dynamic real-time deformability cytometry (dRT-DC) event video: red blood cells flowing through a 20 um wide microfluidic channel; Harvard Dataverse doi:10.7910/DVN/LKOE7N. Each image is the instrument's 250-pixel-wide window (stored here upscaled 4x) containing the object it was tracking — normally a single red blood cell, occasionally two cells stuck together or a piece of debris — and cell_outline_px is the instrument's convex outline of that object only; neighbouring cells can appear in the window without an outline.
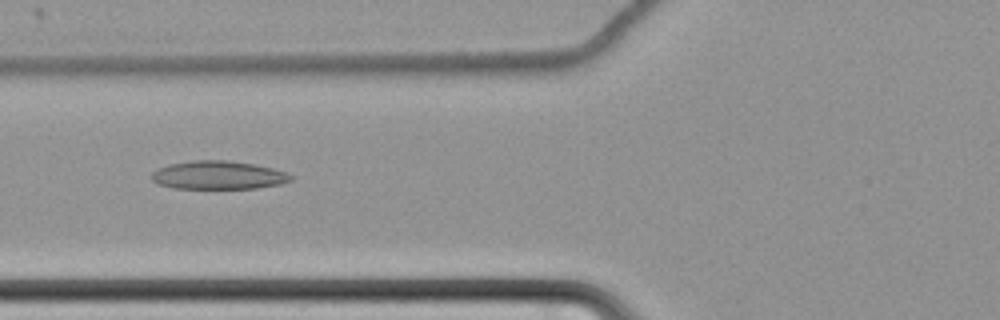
{"species": "common noctule bat (a hibernating species)", "species_latin": "Nyctalus noctula", "temperature_condition": "cold", "stored_images_in_passage": 63, "camera_frame_rate_fps": 3000, "um_per_image_px": 0.085, "animal": {"sex": "female", "body_mass_g": 22.7, "forearm_length_mm": 54.2}, "frame": {"image": 1, "passage_image": 27, "time_ms": 8.667, "image_size_px": [1000, 320], "cell_outline_px": [[296, 176], [292, 180], [280, 184], [256, 188], [172, 188], [156, 184], [152, 180], [152, 172], [156, 168], [168, 164], [196, 160], [228, 160], [252, 164], [272, 168], [288, 172]], "centroid_in_image_um": [18.55, 14.88], "position_along_channel_um": 107.2, "area_um2": 23.18}}
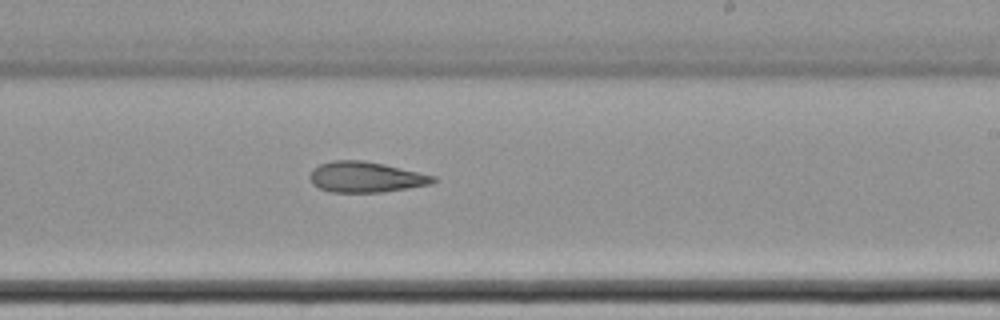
{"frame": {"image": 2, "passage_image": 40, "time_ms": 13.0, "image_size_px": [1000, 320], "cell_outline_px": [[436, 180], [432, 184], [384, 192], [328, 192], [312, 184], [308, 176], [312, 168], [320, 164], [332, 160], [364, 160], [384, 164], [436, 176]], "centroid_in_image_um": [31.06, 15.05], "position_along_channel_um": 257.9, "area_um2": 22.2}}
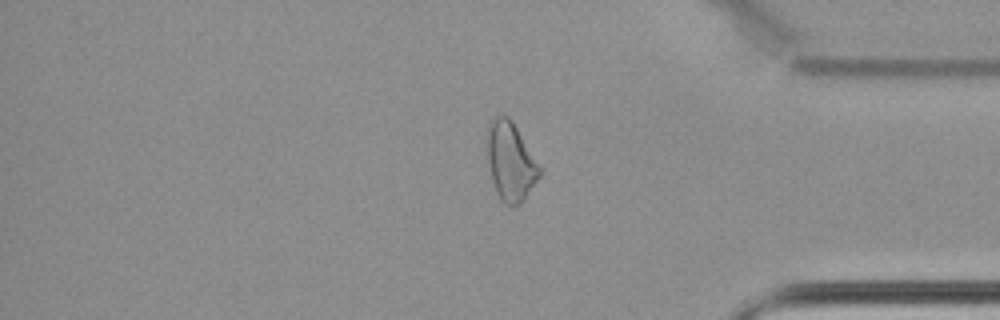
{"frame": {"image": 3, "passage_image": 53, "time_ms": 17.333, "image_size_px": [1000, 320], "cell_outline_px": [[540, 176], [524, 200], [520, 204], [504, 204], [500, 200], [496, 192], [492, 180], [488, 164], [488, 120], [496, 116], [508, 116], [512, 120], [540, 168]], "centroid_in_image_um": [43.37, 13.73], "position_along_channel_um": 391.8, "area_um2": 23.58}}